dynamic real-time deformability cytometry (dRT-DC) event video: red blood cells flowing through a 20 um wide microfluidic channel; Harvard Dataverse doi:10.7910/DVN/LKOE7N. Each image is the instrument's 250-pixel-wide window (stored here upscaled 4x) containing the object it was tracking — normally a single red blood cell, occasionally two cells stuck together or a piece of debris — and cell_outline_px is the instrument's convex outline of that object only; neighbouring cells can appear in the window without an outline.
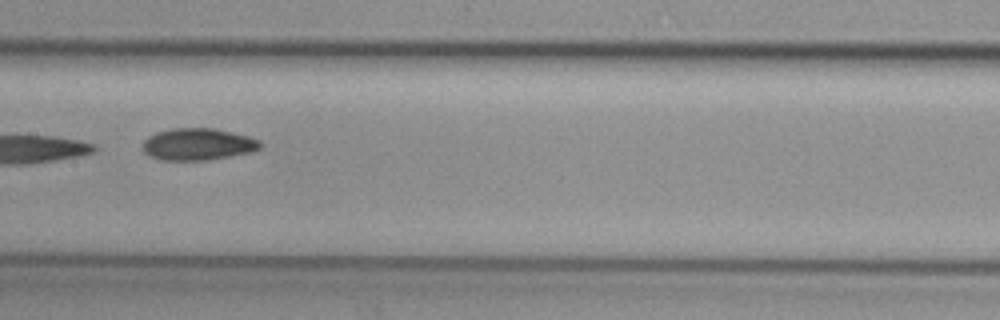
{"species": "common noctule bat (a hibernating species)", "species_latin": "Nyctalus noctula", "temperature_condition": "cold", "stored_images_in_passage": 10, "camera_frame_rate_fps": 3000, "um_per_image_px": 0.085, "animal": {"sex": "female", "body_mass_g": 29.2, "forearm_length_mm": 56.3}, "frame": {"image": 1, "passage_image": 7, "time_ms": 2.0, "image_size_px": [1000, 320], "cell_outline_px": [[260, 148], [248, 152], [208, 160], [160, 160], [148, 156], [144, 152], [144, 140], [148, 136], [156, 132], [172, 128], [216, 128], [248, 136], [260, 140]], "centroid_in_image_um": [16.78, 12.25], "position_along_channel_um": 190.6, "area_um2": 21.79}}
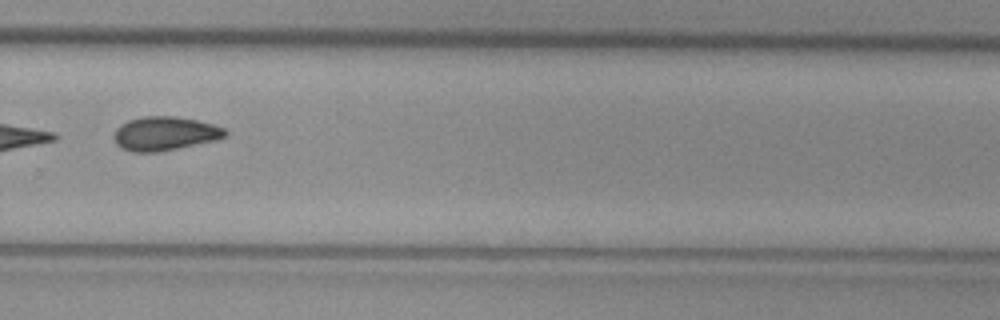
{"frame": {"image": 2, "passage_image": 10, "time_ms": 3.0, "image_size_px": [1000, 320], "cell_outline_px": [[228, 136], [216, 140], [156, 152], [132, 152], [120, 148], [116, 144], [112, 136], [116, 128], [120, 124], [128, 120], [144, 116], [176, 116], [196, 120], [212, 124], [224, 128], [228, 132]], "centroid_in_image_um": [13.98, 11.35], "position_along_channel_um": 315.8, "area_um2": 22.08}}